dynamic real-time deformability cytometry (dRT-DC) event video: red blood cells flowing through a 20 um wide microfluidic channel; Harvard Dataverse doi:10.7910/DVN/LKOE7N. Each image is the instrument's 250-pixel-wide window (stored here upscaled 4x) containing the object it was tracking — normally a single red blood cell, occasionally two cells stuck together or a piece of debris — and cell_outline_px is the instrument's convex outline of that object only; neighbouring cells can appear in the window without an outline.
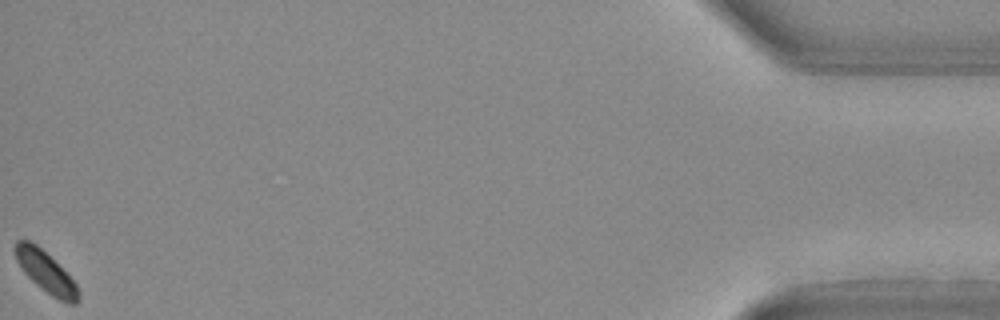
{"species": "Egyptian fruit bat (a non-hibernating species)", "species_latin": "Rousettus aegyptiacus", "temperature_condition": "warm", "stored_images_in_passage": 26, "camera_frame_rate_fps": 3000, "um_per_image_px": 0.085, "animal": {"sex": "female"}, "frame": {"image": 1, "passage_image": 26, "time_ms": 8.333, "image_size_px": [1000, 320], "cell_outline_px": [[80, 300], [76, 304], [68, 304], [52, 296], [36, 284], [24, 272], [16, 260], [12, 248], [16, 240], [28, 240], [36, 244], [76, 284]], "centroid_in_image_um": [3.84, 23.12], "position_along_channel_um": 431.4, "area_um2": 14.74}}